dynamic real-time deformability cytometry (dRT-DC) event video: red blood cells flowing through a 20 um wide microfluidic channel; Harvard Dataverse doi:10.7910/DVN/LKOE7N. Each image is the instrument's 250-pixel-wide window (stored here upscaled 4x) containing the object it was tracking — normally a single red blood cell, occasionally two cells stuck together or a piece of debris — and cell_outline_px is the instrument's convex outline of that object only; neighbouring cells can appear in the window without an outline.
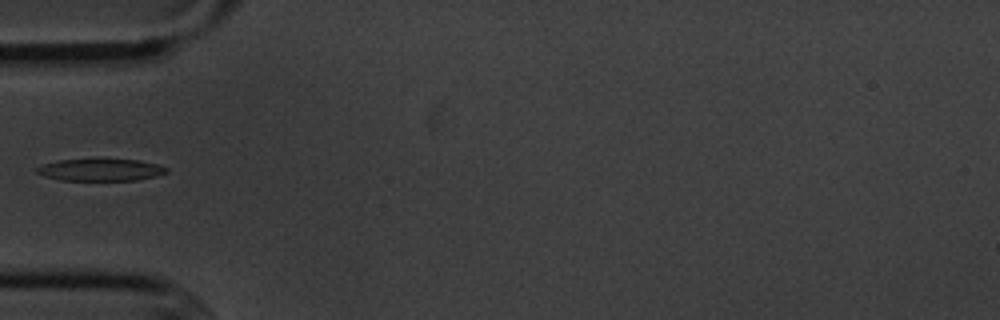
{"species": "common noctule bat (a hibernating species)", "species_latin": "Nyctalus noctula", "temperature_condition": "cold", "stored_images_in_passage": 8, "camera_frame_rate_fps": 3000, "um_per_image_px": 0.085, "animal": {"sex": "male", "body_mass_g": 20.1, "forearm_length_mm": 53.5}, "frame": {"image": 1, "passage_image": 2, "time_ms": 1.333, "image_size_px": [1000, 320], "cell_outline_px": [[168, 172], [156, 176], [136, 180], [60, 180], [44, 176], [36, 172], [36, 168], [44, 164], [60, 160], [92, 156], [100, 156], [140, 160], [156, 164], [168, 168]], "centroid_in_image_um": [8.55, 14.38], "position_along_channel_um": 76.4, "area_um2": 17.63}}
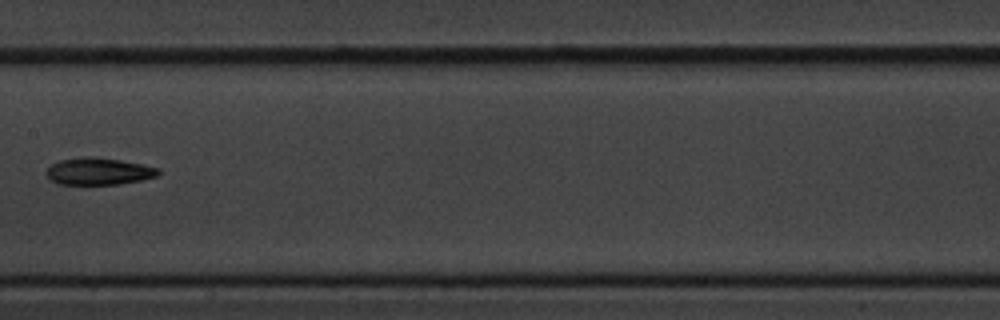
{"frame": {"image": 2, "passage_image": 5, "time_ms": 4.667, "image_size_px": [1000, 320], "cell_outline_px": [[160, 172], [156, 176], [140, 180], [120, 184], [60, 184], [52, 180], [44, 172], [52, 164], [60, 160], [80, 156], [96, 156], [120, 160], [160, 168]], "centroid_in_image_um": [8.37, 14.55], "position_along_channel_um": 199.0, "area_um2": 17.63}}
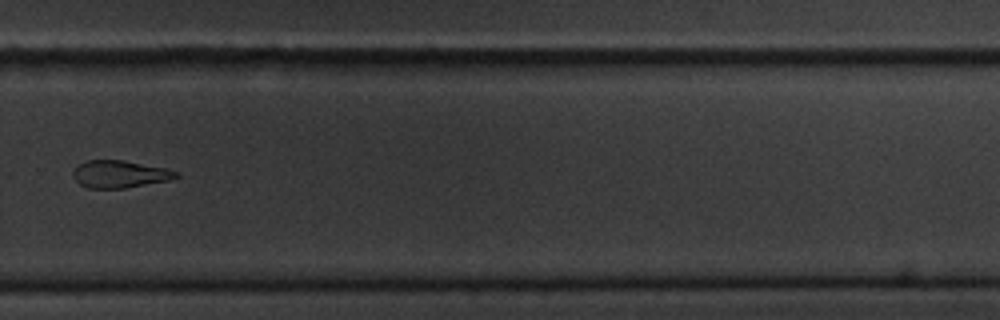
{"frame": {"image": 3, "passage_image": 8, "time_ms": 8.0, "image_size_px": [1000, 320], "cell_outline_px": [[180, 176], [168, 180], [124, 188], [88, 188], [80, 184], [72, 176], [72, 172], [76, 164], [88, 160], [124, 160], [164, 168], [176, 172]], "centroid_in_image_um": [10.1, 14.79], "position_along_channel_um": 319.7, "area_um2": 16.3}}